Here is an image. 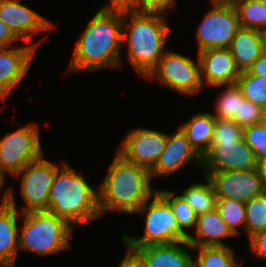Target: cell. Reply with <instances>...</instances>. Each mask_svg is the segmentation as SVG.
I'll use <instances>...</instances> for the list:
<instances>
[{"label": "cell", "instance_id": "12", "mask_svg": "<svg viewBox=\"0 0 266 267\" xmlns=\"http://www.w3.org/2000/svg\"><path fill=\"white\" fill-rule=\"evenodd\" d=\"M253 150L244 138L238 141H212L202 157L204 171H243L256 168Z\"/></svg>", "mask_w": 266, "mask_h": 267}, {"label": "cell", "instance_id": "19", "mask_svg": "<svg viewBox=\"0 0 266 267\" xmlns=\"http://www.w3.org/2000/svg\"><path fill=\"white\" fill-rule=\"evenodd\" d=\"M135 250L143 258L145 267H193V257L189 252L194 249L187 241L149 245Z\"/></svg>", "mask_w": 266, "mask_h": 267}, {"label": "cell", "instance_id": "3", "mask_svg": "<svg viewBox=\"0 0 266 267\" xmlns=\"http://www.w3.org/2000/svg\"><path fill=\"white\" fill-rule=\"evenodd\" d=\"M166 15L148 12L123 13V37L129 63L141 78H147L162 58L168 33Z\"/></svg>", "mask_w": 266, "mask_h": 267}, {"label": "cell", "instance_id": "13", "mask_svg": "<svg viewBox=\"0 0 266 267\" xmlns=\"http://www.w3.org/2000/svg\"><path fill=\"white\" fill-rule=\"evenodd\" d=\"M217 198H230L245 203L264 194L263 183L255 169L243 171H204Z\"/></svg>", "mask_w": 266, "mask_h": 267}, {"label": "cell", "instance_id": "29", "mask_svg": "<svg viewBox=\"0 0 266 267\" xmlns=\"http://www.w3.org/2000/svg\"><path fill=\"white\" fill-rule=\"evenodd\" d=\"M245 234L248 240L259 232L266 230V192L245 203Z\"/></svg>", "mask_w": 266, "mask_h": 267}, {"label": "cell", "instance_id": "16", "mask_svg": "<svg viewBox=\"0 0 266 267\" xmlns=\"http://www.w3.org/2000/svg\"><path fill=\"white\" fill-rule=\"evenodd\" d=\"M39 43L0 48V99L5 100L26 76Z\"/></svg>", "mask_w": 266, "mask_h": 267}, {"label": "cell", "instance_id": "15", "mask_svg": "<svg viewBox=\"0 0 266 267\" xmlns=\"http://www.w3.org/2000/svg\"><path fill=\"white\" fill-rule=\"evenodd\" d=\"M0 200V266H15L17 250H19L18 219L13 188H6Z\"/></svg>", "mask_w": 266, "mask_h": 267}, {"label": "cell", "instance_id": "6", "mask_svg": "<svg viewBox=\"0 0 266 267\" xmlns=\"http://www.w3.org/2000/svg\"><path fill=\"white\" fill-rule=\"evenodd\" d=\"M143 214L145 226L142 237L122 235V241L133 250L149 245L171 244L187 241L170 205L155 192L133 215Z\"/></svg>", "mask_w": 266, "mask_h": 267}, {"label": "cell", "instance_id": "31", "mask_svg": "<svg viewBox=\"0 0 266 267\" xmlns=\"http://www.w3.org/2000/svg\"><path fill=\"white\" fill-rule=\"evenodd\" d=\"M243 138L253 150L256 161L266 159V126L263 122L244 127Z\"/></svg>", "mask_w": 266, "mask_h": 267}, {"label": "cell", "instance_id": "21", "mask_svg": "<svg viewBox=\"0 0 266 267\" xmlns=\"http://www.w3.org/2000/svg\"><path fill=\"white\" fill-rule=\"evenodd\" d=\"M228 49L239 72L247 71L262 54L259 31L241 27L232 39Z\"/></svg>", "mask_w": 266, "mask_h": 267}, {"label": "cell", "instance_id": "41", "mask_svg": "<svg viewBox=\"0 0 266 267\" xmlns=\"http://www.w3.org/2000/svg\"><path fill=\"white\" fill-rule=\"evenodd\" d=\"M237 0H210L211 6L218 7H235Z\"/></svg>", "mask_w": 266, "mask_h": 267}, {"label": "cell", "instance_id": "8", "mask_svg": "<svg viewBox=\"0 0 266 267\" xmlns=\"http://www.w3.org/2000/svg\"><path fill=\"white\" fill-rule=\"evenodd\" d=\"M157 78L158 82L180 95H197L204 87L201 79L199 58L166 50L156 68L146 79Z\"/></svg>", "mask_w": 266, "mask_h": 267}, {"label": "cell", "instance_id": "30", "mask_svg": "<svg viewBox=\"0 0 266 267\" xmlns=\"http://www.w3.org/2000/svg\"><path fill=\"white\" fill-rule=\"evenodd\" d=\"M243 97L262 108L266 105V75H251L241 72L236 82Z\"/></svg>", "mask_w": 266, "mask_h": 267}, {"label": "cell", "instance_id": "14", "mask_svg": "<svg viewBox=\"0 0 266 267\" xmlns=\"http://www.w3.org/2000/svg\"><path fill=\"white\" fill-rule=\"evenodd\" d=\"M0 20L25 44L31 42L35 32L54 27L52 21L22 4L20 0H0Z\"/></svg>", "mask_w": 266, "mask_h": 267}, {"label": "cell", "instance_id": "2", "mask_svg": "<svg viewBox=\"0 0 266 267\" xmlns=\"http://www.w3.org/2000/svg\"><path fill=\"white\" fill-rule=\"evenodd\" d=\"M114 154L108 172L98 186L100 214L115 211L133 215L156 189L151 185L149 170L127 162L116 151Z\"/></svg>", "mask_w": 266, "mask_h": 267}, {"label": "cell", "instance_id": "7", "mask_svg": "<svg viewBox=\"0 0 266 267\" xmlns=\"http://www.w3.org/2000/svg\"><path fill=\"white\" fill-rule=\"evenodd\" d=\"M38 127L35 122L27 123L0 139V168L5 175L15 176L44 155Z\"/></svg>", "mask_w": 266, "mask_h": 267}, {"label": "cell", "instance_id": "1", "mask_svg": "<svg viewBox=\"0 0 266 267\" xmlns=\"http://www.w3.org/2000/svg\"><path fill=\"white\" fill-rule=\"evenodd\" d=\"M123 13L98 10L78 38L68 73L122 66Z\"/></svg>", "mask_w": 266, "mask_h": 267}, {"label": "cell", "instance_id": "27", "mask_svg": "<svg viewBox=\"0 0 266 267\" xmlns=\"http://www.w3.org/2000/svg\"><path fill=\"white\" fill-rule=\"evenodd\" d=\"M156 192L170 205L180 229L188 236V229L196 226L197 215L192 207L184 201L175 191L157 190Z\"/></svg>", "mask_w": 266, "mask_h": 267}, {"label": "cell", "instance_id": "26", "mask_svg": "<svg viewBox=\"0 0 266 267\" xmlns=\"http://www.w3.org/2000/svg\"><path fill=\"white\" fill-rule=\"evenodd\" d=\"M243 94L237 84L225 85L215 102V119L233 120L239 125V108Z\"/></svg>", "mask_w": 266, "mask_h": 267}, {"label": "cell", "instance_id": "45", "mask_svg": "<svg viewBox=\"0 0 266 267\" xmlns=\"http://www.w3.org/2000/svg\"><path fill=\"white\" fill-rule=\"evenodd\" d=\"M263 123L266 126V118L263 119Z\"/></svg>", "mask_w": 266, "mask_h": 267}, {"label": "cell", "instance_id": "33", "mask_svg": "<svg viewBox=\"0 0 266 267\" xmlns=\"http://www.w3.org/2000/svg\"><path fill=\"white\" fill-rule=\"evenodd\" d=\"M263 108L243 97L239 108V126L246 127L263 122Z\"/></svg>", "mask_w": 266, "mask_h": 267}, {"label": "cell", "instance_id": "43", "mask_svg": "<svg viewBox=\"0 0 266 267\" xmlns=\"http://www.w3.org/2000/svg\"><path fill=\"white\" fill-rule=\"evenodd\" d=\"M5 173L1 170L0 168V192L2 190V187L4 186V182H5ZM1 194V193H0Z\"/></svg>", "mask_w": 266, "mask_h": 267}, {"label": "cell", "instance_id": "42", "mask_svg": "<svg viewBox=\"0 0 266 267\" xmlns=\"http://www.w3.org/2000/svg\"><path fill=\"white\" fill-rule=\"evenodd\" d=\"M261 38L262 53L266 54V29L259 31Z\"/></svg>", "mask_w": 266, "mask_h": 267}, {"label": "cell", "instance_id": "37", "mask_svg": "<svg viewBox=\"0 0 266 267\" xmlns=\"http://www.w3.org/2000/svg\"><path fill=\"white\" fill-rule=\"evenodd\" d=\"M125 255L119 262L117 267H145V263L141 255L131 248H127Z\"/></svg>", "mask_w": 266, "mask_h": 267}, {"label": "cell", "instance_id": "28", "mask_svg": "<svg viewBox=\"0 0 266 267\" xmlns=\"http://www.w3.org/2000/svg\"><path fill=\"white\" fill-rule=\"evenodd\" d=\"M216 210L226 222L230 230L240 236V229L245 231L246 211L245 204L230 198H217Z\"/></svg>", "mask_w": 266, "mask_h": 267}, {"label": "cell", "instance_id": "20", "mask_svg": "<svg viewBox=\"0 0 266 267\" xmlns=\"http://www.w3.org/2000/svg\"><path fill=\"white\" fill-rule=\"evenodd\" d=\"M195 235H188L187 242L193 247L226 246L222 239L236 235L230 230L217 210L197 216Z\"/></svg>", "mask_w": 266, "mask_h": 267}, {"label": "cell", "instance_id": "34", "mask_svg": "<svg viewBox=\"0 0 266 267\" xmlns=\"http://www.w3.org/2000/svg\"><path fill=\"white\" fill-rule=\"evenodd\" d=\"M177 0H137V12L166 14L176 7Z\"/></svg>", "mask_w": 266, "mask_h": 267}, {"label": "cell", "instance_id": "36", "mask_svg": "<svg viewBox=\"0 0 266 267\" xmlns=\"http://www.w3.org/2000/svg\"><path fill=\"white\" fill-rule=\"evenodd\" d=\"M249 248L251 254L258 259H266V230L255 234L249 239Z\"/></svg>", "mask_w": 266, "mask_h": 267}, {"label": "cell", "instance_id": "44", "mask_svg": "<svg viewBox=\"0 0 266 267\" xmlns=\"http://www.w3.org/2000/svg\"><path fill=\"white\" fill-rule=\"evenodd\" d=\"M263 111H264V118H266V105H265V107L263 108Z\"/></svg>", "mask_w": 266, "mask_h": 267}, {"label": "cell", "instance_id": "10", "mask_svg": "<svg viewBox=\"0 0 266 267\" xmlns=\"http://www.w3.org/2000/svg\"><path fill=\"white\" fill-rule=\"evenodd\" d=\"M196 30L197 53L208 49L228 48L241 28L235 7L212 6Z\"/></svg>", "mask_w": 266, "mask_h": 267}, {"label": "cell", "instance_id": "17", "mask_svg": "<svg viewBox=\"0 0 266 267\" xmlns=\"http://www.w3.org/2000/svg\"><path fill=\"white\" fill-rule=\"evenodd\" d=\"M197 56L203 85L219 88L236 84L240 72L228 48L208 49Z\"/></svg>", "mask_w": 266, "mask_h": 267}, {"label": "cell", "instance_id": "23", "mask_svg": "<svg viewBox=\"0 0 266 267\" xmlns=\"http://www.w3.org/2000/svg\"><path fill=\"white\" fill-rule=\"evenodd\" d=\"M205 181L206 183L191 184L180 195L192 207L197 216L215 210L217 205L213 184L206 176Z\"/></svg>", "mask_w": 266, "mask_h": 267}, {"label": "cell", "instance_id": "39", "mask_svg": "<svg viewBox=\"0 0 266 267\" xmlns=\"http://www.w3.org/2000/svg\"><path fill=\"white\" fill-rule=\"evenodd\" d=\"M247 72L257 76L266 75V54L262 53L260 57L252 63V66Z\"/></svg>", "mask_w": 266, "mask_h": 267}, {"label": "cell", "instance_id": "18", "mask_svg": "<svg viewBox=\"0 0 266 267\" xmlns=\"http://www.w3.org/2000/svg\"><path fill=\"white\" fill-rule=\"evenodd\" d=\"M190 162H197L202 166V157L188 142L185 134L178 128L174 134H168L165 148L155 167L150 171L151 179L170 176L187 166Z\"/></svg>", "mask_w": 266, "mask_h": 267}, {"label": "cell", "instance_id": "25", "mask_svg": "<svg viewBox=\"0 0 266 267\" xmlns=\"http://www.w3.org/2000/svg\"><path fill=\"white\" fill-rule=\"evenodd\" d=\"M235 9L242 28L266 29V0H237Z\"/></svg>", "mask_w": 266, "mask_h": 267}, {"label": "cell", "instance_id": "40", "mask_svg": "<svg viewBox=\"0 0 266 267\" xmlns=\"http://www.w3.org/2000/svg\"><path fill=\"white\" fill-rule=\"evenodd\" d=\"M256 170L263 183L264 190L266 191V159L257 161Z\"/></svg>", "mask_w": 266, "mask_h": 267}, {"label": "cell", "instance_id": "11", "mask_svg": "<svg viewBox=\"0 0 266 267\" xmlns=\"http://www.w3.org/2000/svg\"><path fill=\"white\" fill-rule=\"evenodd\" d=\"M168 133L136 127L131 129L116 152L127 162L151 171L165 148Z\"/></svg>", "mask_w": 266, "mask_h": 267}, {"label": "cell", "instance_id": "4", "mask_svg": "<svg viewBox=\"0 0 266 267\" xmlns=\"http://www.w3.org/2000/svg\"><path fill=\"white\" fill-rule=\"evenodd\" d=\"M48 211L70 226L91 223L101 218L98 189L66 162L56 173L49 190Z\"/></svg>", "mask_w": 266, "mask_h": 267}, {"label": "cell", "instance_id": "9", "mask_svg": "<svg viewBox=\"0 0 266 267\" xmlns=\"http://www.w3.org/2000/svg\"><path fill=\"white\" fill-rule=\"evenodd\" d=\"M66 162L56 165L47 160L44 155L26 165L14 177L21 178V195L25 205L21 207L22 214L34 211H46L49 207V190L57 171Z\"/></svg>", "mask_w": 266, "mask_h": 267}, {"label": "cell", "instance_id": "35", "mask_svg": "<svg viewBox=\"0 0 266 267\" xmlns=\"http://www.w3.org/2000/svg\"><path fill=\"white\" fill-rule=\"evenodd\" d=\"M99 10L119 13L137 12V0H109L108 4L100 7Z\"/></svg>", "mask_w": 266, "mask_h": 267}, {"label": "cell", "instance_id": "32", "mask_svg": "<svg viewBox=\"0 0 266 267\" xmlns=\"http://www.w3.org/2000/svg\"><path fill=\"white\" fill-rule=\"evenodd\" d=\"M243 127L233 120L215 119L212 141H238L243 138Z\"/></svg>", "mask_w": 266, "mask_h": 267}, {"label": "cell", "instance_id": "24", "mask_svg": "<svg viewBox=\"0 0 266 267\" xmlns=\"http://www.w3.org/2000/svg\"><path fill=\"white\" fill-rule=\"evenodd\" d=\"M197 251L193 267H242L236 261L234 250L227 246L193 247Z\"/></svg>", "mask_w": 266, "mask_h": 267}, {"label": "cell", "instance_id": "5", "mask_svg": "<svg viewBox=\"0 0 266 267\" xmlns=\"http://www.w3.org/2000/svg\"><path fill=\"white\" fill-rule=\"evenodd\" d=\"M19 249L40 256L57 254L71 247L73 227L55 214L46 211L21 213Z\"/></svg>", "mask_w": 266, "mask_h": 267}, {"label": "cell", "instance_id": "22", "mask_svg": "<svg viewBox=\"0 0 266 267\" xmlns=\"http://www.w3.org/2000/svg\"><path fill=\"white\" fill-rule=\"evenodd\" d=\"M215 118L213 114L204 112L196 113L179 128L185 134L188 142L195 151L203 157L210 149L213 139Z\"/></svg>", "mask_w": 266, "mask_h": 267}, {"label": "cell", "instance_id": "38", "mask_svg": "<svg viewBox=\"0 0 266 267\" xmlns=\"http://www.w3.org/2000/svg\"><path fill=\"white\" fill-rule=\"evenodd\" d=\"M20 40L14 32L0 20V48L14 47V43Z\"/></svg>", "mask_w": 266, "mask_h": 267}]
</instances>
